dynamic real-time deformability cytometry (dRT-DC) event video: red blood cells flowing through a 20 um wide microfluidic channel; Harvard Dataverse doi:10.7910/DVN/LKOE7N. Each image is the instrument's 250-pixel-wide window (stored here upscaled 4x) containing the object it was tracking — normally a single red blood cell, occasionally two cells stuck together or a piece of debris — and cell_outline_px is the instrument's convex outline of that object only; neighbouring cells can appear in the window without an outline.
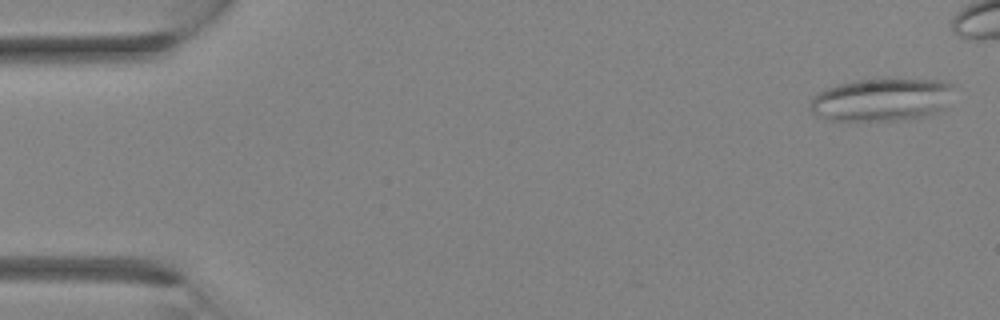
{"species": "Egyptian fruit bat (a non-hibernating species)", "species_latin": "Rousettus aegyptiacus", "temperature_condition": "room temperature", "stored_images_in_passage": 5, "camera_frame_rate_fps": 3000, "um_per_image_px": 0.085, "animal": {"sex": "female"}, "frame": {"image": 1, "passage_image": 1, "time_ms": 0.0, "image_size_px": [1000, 320], "cell_outline_px": [[952, 84], [940, 108], [936, 112], [928, 116], [900, 120], [828, 120], [812, 112], [808, 104], [812, 96], [828, 88], [840, 84], [856, 80], [888, 76], [948, 80]], "centroid_in_image_um": [74.89, 8.42], "position_along_channel_um": 10.1, "area_um2": 36.24}}
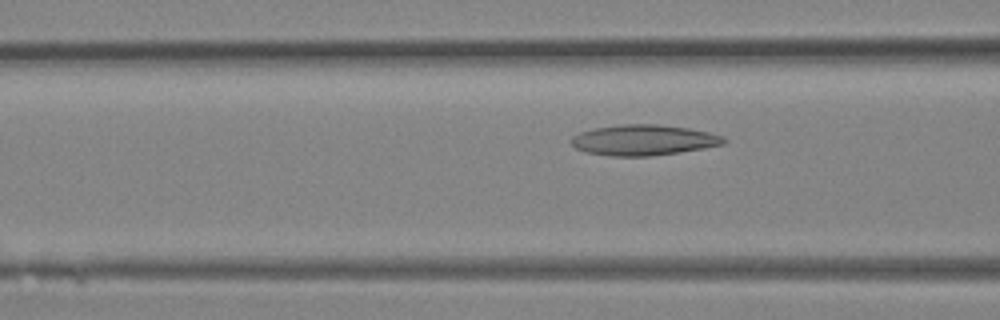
{"frame": {"image": 2, "passage_image": 5, "time_ms": 1.333, "image_size_px": [1000, 320], "cell_outline_px": [[728, 140], [724, 144], [704, 148], [648, 156], [612, 156], [584, 152], [576, 148], [572, 144], [572, 136], [580, 132], [592, 128], [620, 124], [660, 124], [688, 128], [708, 132], [724, 136]], "centroid_in_image_um": [54.7, 11.89], "position_along_channel_um": 111.9, "area_um2": 27.22}}